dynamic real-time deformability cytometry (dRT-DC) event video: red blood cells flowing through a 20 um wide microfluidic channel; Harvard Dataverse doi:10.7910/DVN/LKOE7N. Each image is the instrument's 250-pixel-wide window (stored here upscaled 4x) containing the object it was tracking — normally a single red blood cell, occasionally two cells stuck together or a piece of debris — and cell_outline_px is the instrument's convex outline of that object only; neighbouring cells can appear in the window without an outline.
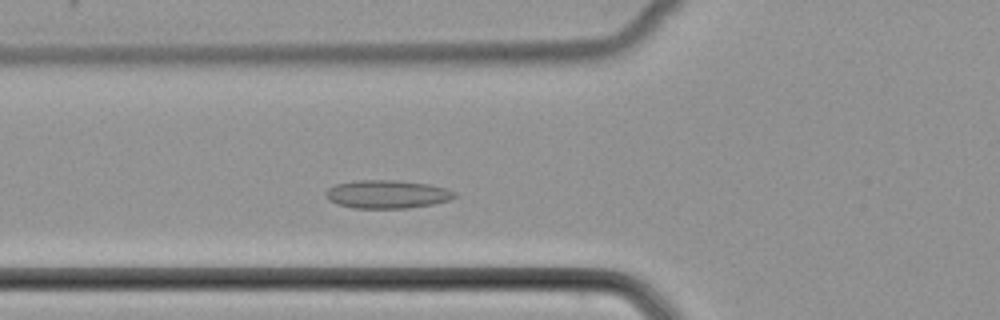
{"species": "common noctule bat (a hibernating species)", "species_latin": "Nyctalus noctula", "temperature_condition": "cold", "stored_images_in_passage": 43, "camera_frame_rate_fps": 3000, "um_per_image_px": 0.085, "animal": {"sex": "female", "body_mass_g": 22.7, "forearm_length_mm": 54.2}, "frame": {"image": 1, "passage_image": 11, "time_ms": 3.333, "image_size_px": [1000, 320], "cell_outline_px": [[456, 196], [452, 200], [432, 204], [408, 208], [352, 208], [328, 200], [324, 192], [328, 188], [336, 184], [352, 180], [396, 180], [428, 184], [444, 188], [456, 192]], "centroid_in_image_um": [32.89, 16.5], "position_along_channel_um": 92.9, "area_um2": 21.27}}
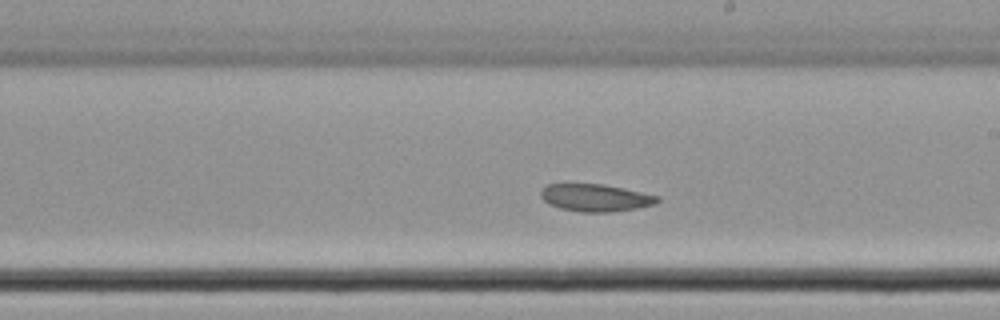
{"frame": {"image": 2, "passage_image": 22, "time_ms": 7.0, "image_size_px": [1000, 320], "cell_outline_px": [[660, 200], [656, 204], [636, 208], [612, 212], [580, 212], [560, 208], [548, 204], [540, 196], [540, 188], [548, 184], [564, 180], [604, 184], [660, 196]], "centroid_in_image_um": [50.52, 16.75], "position_along_channel_um": 238.5, "area_um2": 19.54}}
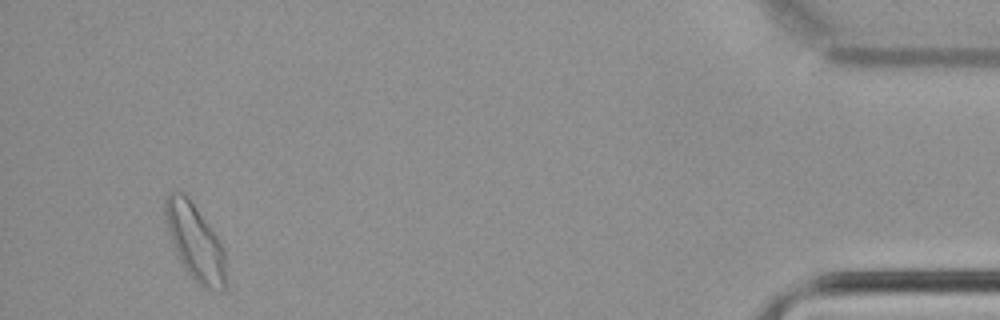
{"frame": {"image": 3, "passage_image": 41, "time_ms": 13.333, "image_size_px": [1000, 320], "cell_outline_px": [[224, 288], [220, 292], [204, 288], [184, 268], [176, 252], [168, 232], [164, 212], [164, 200], [168, 192], [184, 192], [188, 196], [208, 224], [224, 248]], "centroid_in_image_um": [16.55, 20.53], "position_along_channel_um": 418.7, "area_um2": 26.41}}